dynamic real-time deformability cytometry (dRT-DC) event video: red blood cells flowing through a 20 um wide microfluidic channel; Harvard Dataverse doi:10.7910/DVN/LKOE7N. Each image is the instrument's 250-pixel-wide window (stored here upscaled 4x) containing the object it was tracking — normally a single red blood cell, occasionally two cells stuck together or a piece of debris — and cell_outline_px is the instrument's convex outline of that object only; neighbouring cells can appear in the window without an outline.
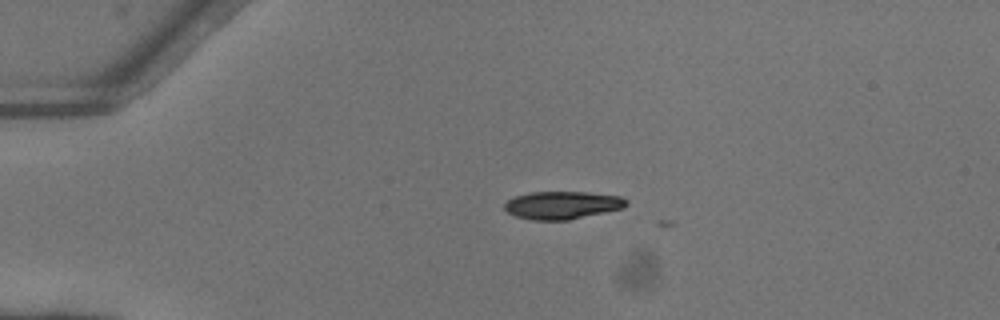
{"species": "common noctule bat (a hibernating species)", "species_latin": "Nyctalus noctula", "temperature_condition": "warm", "stored_images_in_passage": 5, "camera_frame_rate_fps": 3000, "um_per_image_px": 0.085, "animal": {"sex": "female"}, "frame": {"image": 1, "passage_image": 2, "time_ms": 0.333, "image_size_px": [1000, 320], "cell_outline_px": [[628, 204], [624, 208], [568, 220], [532, 220], [516, 216], [508, 212], [504, 208], [504, 204], [508, 200], [516, 196], [528, 192], [588, 192], [620, 196], [628, 200]], "centroid_in_image_um": [47.81, 17.43], "position_along_channel_um": 37.2, "area_um2": 19.77}}